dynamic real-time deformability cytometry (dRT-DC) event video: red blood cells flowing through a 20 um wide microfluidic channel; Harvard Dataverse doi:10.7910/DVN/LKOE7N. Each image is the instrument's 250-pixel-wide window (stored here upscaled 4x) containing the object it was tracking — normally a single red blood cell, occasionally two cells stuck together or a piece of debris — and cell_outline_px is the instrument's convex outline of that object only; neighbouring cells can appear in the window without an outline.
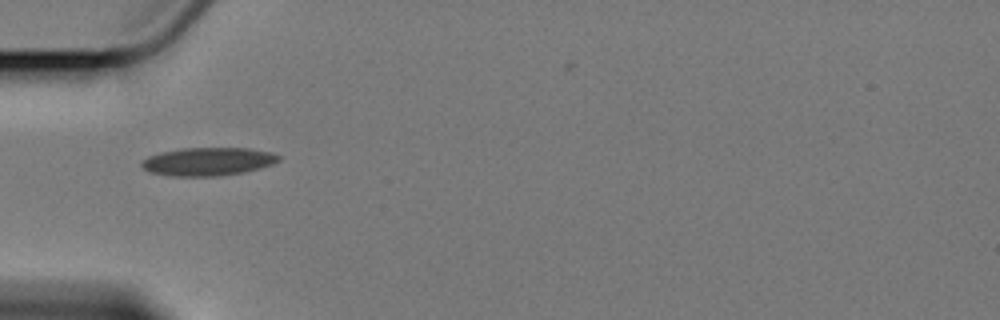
{"species": "Egyptian fruit bat (a non-hibernating species)", "species_latin": "Rousettus aegyptiacus", "temperature_condition": "cold", "stored_images_in_passage": 1, "camera_frame_rate_fps": 3000, "um_per_image_px": 0.085, "animal": {"sex": "female"}, "frame": {"image": 1, "passage_image": 1, "time_ms": 0.0, "image_size_px": [1000, 320], "cell_outline_px": [[280, 160], [272, 164], [240, 172], [216, 176], [172, 176], [152, 172], [144, 168], [140, 164], [140, 160], [148, 156], [160, 152], [180, 148], [248, 148], [272, 152], [280, 156]], "centroid_in_image_um": [17.63, 13.71], "position_along_channel_um": 67.4, "area_um2": 22.31}}